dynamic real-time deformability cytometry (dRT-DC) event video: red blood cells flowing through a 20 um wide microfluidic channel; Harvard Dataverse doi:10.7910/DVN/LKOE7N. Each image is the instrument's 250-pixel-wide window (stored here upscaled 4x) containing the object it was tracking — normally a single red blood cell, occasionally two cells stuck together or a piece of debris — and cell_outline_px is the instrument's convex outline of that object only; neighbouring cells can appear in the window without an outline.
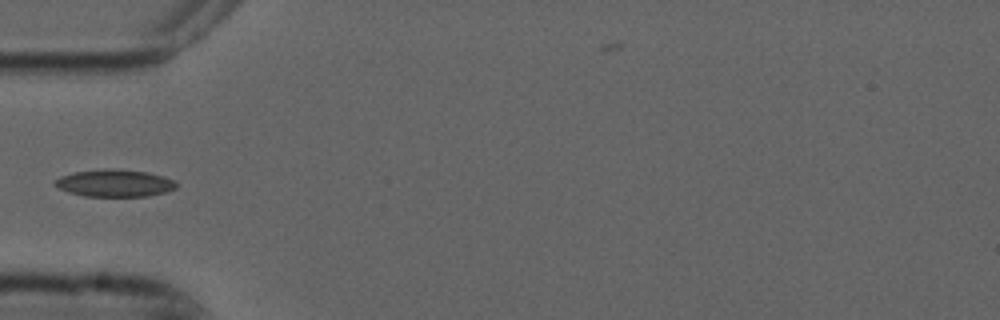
{"species": "common noctule bat (a hibernating species)", "species_latin": "Nyctalus noctula", "temperature_condition": "cold", "stored_images_in_passage": 33, "camera_frame_rate_fps": 3000, "um_per_image_px": 0.085, "animal": {"sex": "male", "forearm_length_mm": 52.5}, "frame": {"image": 1, "passage_image": 1, "time_ms": 0.0, "image_size_px": [1000, 320], "cell_outline_px": [[176, 188], [164, 192], [148, 196], [84, 196], [68, 192], [52, 184], [52, 180], [60, 176], [76, 172], [104, 168], [148, 172], [164, 176], [172, 180], [176, 184]], "centroid_in_image_um": [9.69, 15.56], "position_along_channel_um": 75.3, "area_um2": 19.19}}
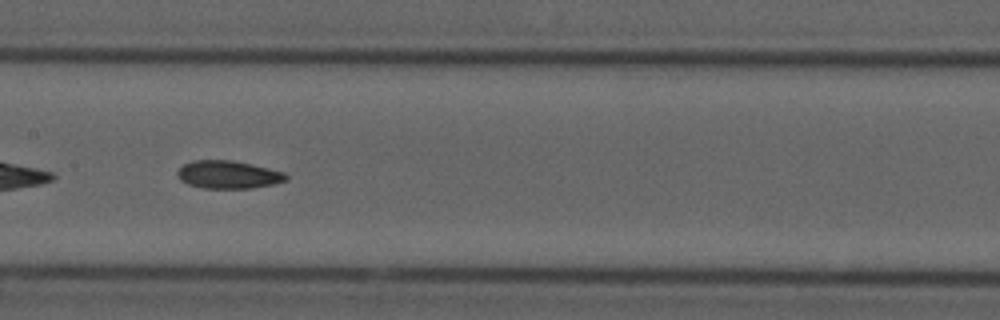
{"frame": {"image": 2, "passage_image": 10, "time_ms": 3.0, "image_size_px": [1000, 320], "cell_outline_px": [[288, 180], [272, 184], [252, 188], [204, 188], [188, 184], [180, 180], [176, 172], [184, 164], [192, 160], [232, 160], [252, 164], [284, 172], [288, 176]], "centroid_in_image_um": [19.4, 14.84], "position_along_channel_um": 188.0, "area_um2": 17.63}}
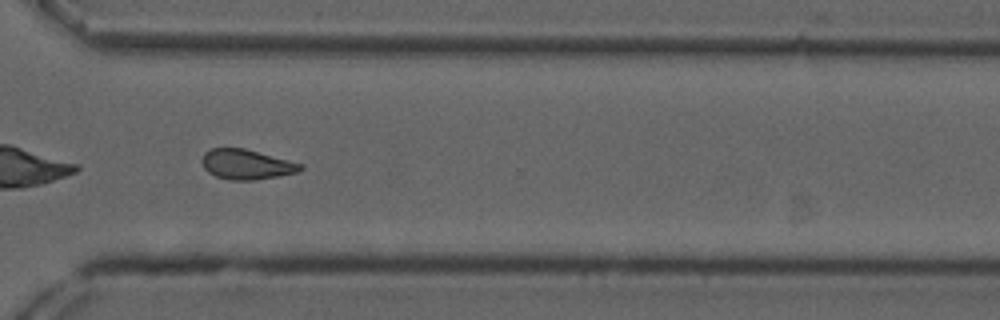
{"frame": {"image": 3, "passage_image": 23, "time_ms": 7.333, "image_size_px": [1000, 320], "cell_outline_px": [[304, 168], [300, 172], [252, 180], [228, 180], [216, 176], [208, 172], [204, 168], [200, 160], [204, 152], [212, 148], [244, 148], [304, 164]], "centroid_in_image_um": [20.94, 13.97], "position_along_channel_um": 349.7, "area_um2": 17.28}}